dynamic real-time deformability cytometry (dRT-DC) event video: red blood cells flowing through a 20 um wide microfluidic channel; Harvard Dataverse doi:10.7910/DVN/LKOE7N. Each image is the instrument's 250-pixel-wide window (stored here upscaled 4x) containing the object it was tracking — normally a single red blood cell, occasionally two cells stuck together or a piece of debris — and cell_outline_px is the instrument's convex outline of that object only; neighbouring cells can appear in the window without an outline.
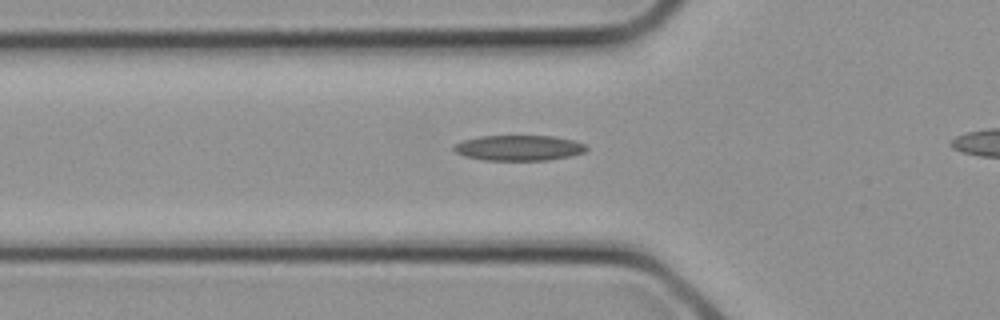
{"species": "common noctule bat (a hibernating species)", "species_latin": "Nyctalus noctula", "temperature_condition": "cold", "stored_images_in_passage": 4, "segment_of_instrument_passage": [1, 2], "camera_frame_rate_fps": 3000, "um_per_image_px": 0.085, "animal": {"sex": "female", "body_mass_g": 21.9}, "frame": {"image": 1, "passage_image": 2, "time_ms": 0.333, "image_size_px": [1000, 320], "cell_outline_px": [[588, 148], [584, 152], [572, 156], [548, 160], [484, 160], [464, 156], [456, 152], [452, 148], [452, 144], [464, 140], [480, 136], [552, 136], [576, 140], [584, 144]], "centroid_in_image_um": [44.1, 12.57], "position_along_channel_um": 81.7, "area_um2": 19.77}}